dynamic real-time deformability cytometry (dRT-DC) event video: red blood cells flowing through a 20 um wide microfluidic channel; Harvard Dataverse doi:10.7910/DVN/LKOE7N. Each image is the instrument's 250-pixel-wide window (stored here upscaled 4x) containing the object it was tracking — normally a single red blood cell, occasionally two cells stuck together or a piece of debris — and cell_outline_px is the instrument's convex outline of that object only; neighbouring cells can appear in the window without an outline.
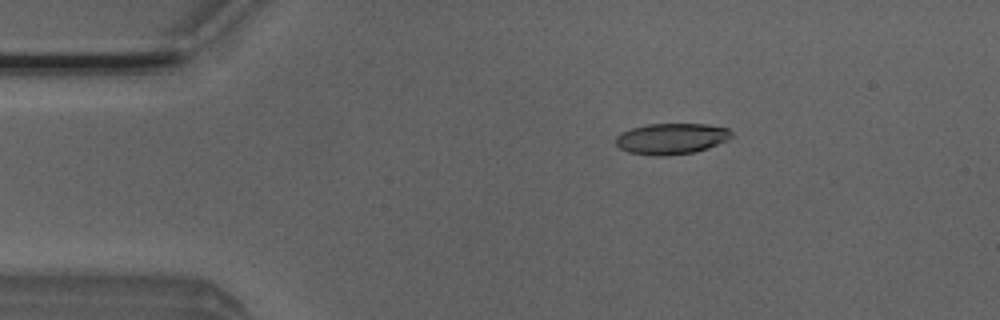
{"species": "Egyptian fruit bat (a non-hibernating species)", "species_latin": "Rousettus aegyptiacus", "temperature_condition": "room temperature", "stored_images_in_passage": 7, "camera_frame_rate_fps": 3000, "um_per_image_px": 0.085, "animal": {"sex": "male"}, "frame": {"image": 1, "passage_image": 2, "time_ms": 0.333, "image_size_px": [1000, 320], "cell_outline_px": [[732, 136], [728, 140], [708, 148], [692, 152], [664, 156], [656, 156], [628, 152], [620, 148], [616, 144], [616, 136], [632, 128], [648, 124], [708, 124], [728, 128], [732, 132]], "centroid_in_image_um": [57.09, 11.78], "position_along_channel_um": 27.9, "area_um2": 20.81}}
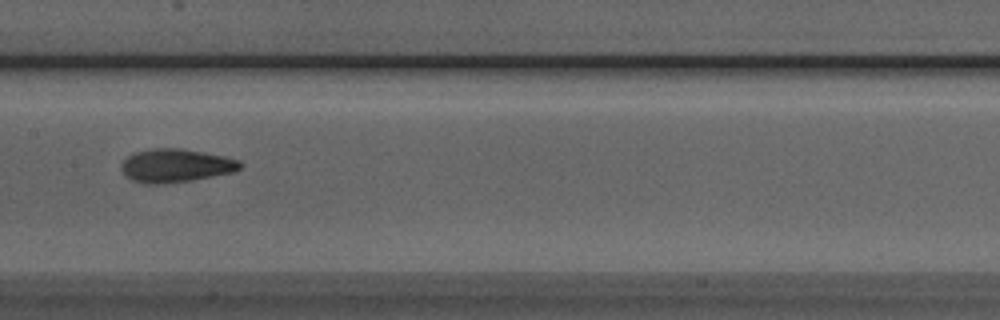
{"frame": {"image": 2, "passage_image": 7, "time_ms": 2.0, "image_size_px": [1000, 320], "cell_outline_px": [[244, 164], [240, 168], [232, 172], [192, 180], [164, 184], [144, 184], [132, 180], [124, 176], [120, 168], [120, 164], [128, 156], [136, 152], [152, 148], [180, 148], [224, 156], [240, 160]], "centroid_in_image_um": [14.9, 14.08], "position_along_channel_um": 192.5, "area_um2": 23.24}}